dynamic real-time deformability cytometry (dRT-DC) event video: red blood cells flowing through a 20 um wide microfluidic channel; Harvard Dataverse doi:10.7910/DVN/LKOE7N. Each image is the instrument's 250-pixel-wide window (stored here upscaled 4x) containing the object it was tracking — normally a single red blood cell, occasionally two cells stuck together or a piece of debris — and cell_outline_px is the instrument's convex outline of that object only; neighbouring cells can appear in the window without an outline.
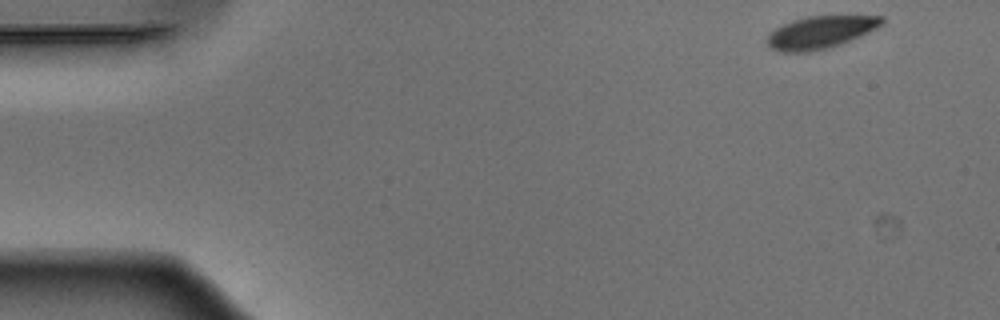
{"species": "Egyptian fruit bat (a non-hibernating species)", "species_latin": "Rousettus aegyptiacus", "temperature_condition": "warm", "stored_images_in_passage": 49, "camera_frame_rate_fps": 3000, "um_per_image_px": 0.085, "animal": {"sex": "male"}, "frame": {"image": 1, "passage_image": 1, "time_ms": 0.0, "image_size_px": [1000, 320], "cell_outline_px": [[884, 24], [860, 36], [840, 44], [808, 52], [784, 52], [772, 48], [768, 44], [768, 36], [776, 28], [792, 20], [808, 16], [884, 16]], "centroid_in_image_um": [69.77, 2.73], "position_along_channel_um": 15.2, "area_um2": 21.27}}
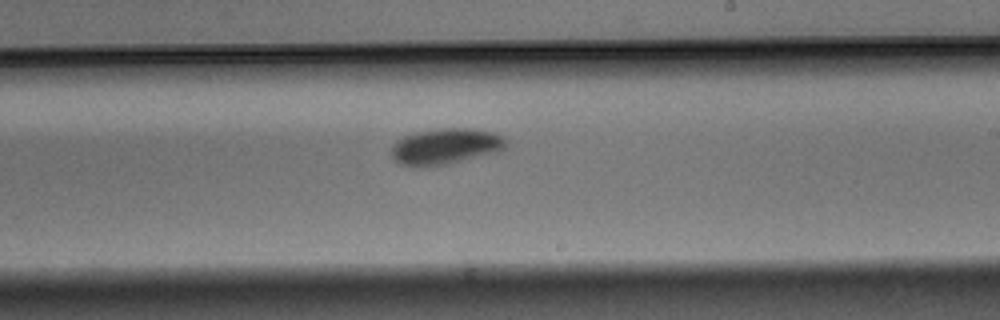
{"frame": {"image": 2, "passage_image": 28, "time_ms": 9.0, "image_size_px": [1000, 320], "cell_outline_px": [[508, 144], [504, 148], [496, 152], [448, 164], [400, 164], [392, 156], [392, 148], [404, 136], [416, 132], [444, 128], [472, 128], [496, 132], [504, 136]], "centroid_in_image_um": [37.98, 12.4], "position_along_channel_um": 251.0, "area_um2": 23.35}}
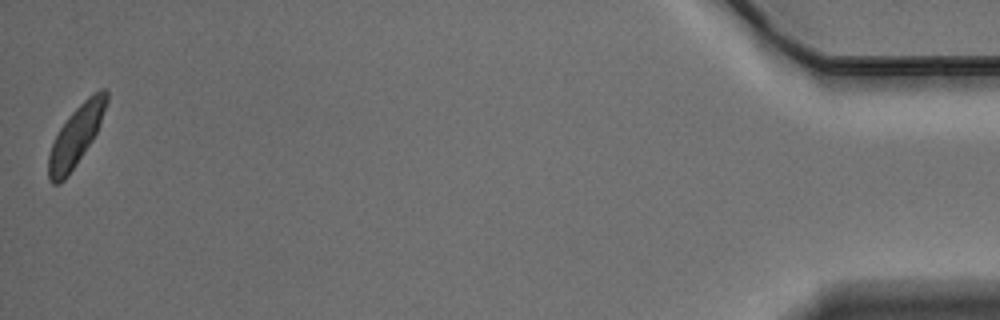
{"frame": {"image": 3, "passage_image": 49, "time_ms": 16.0, "image_size_px": [1000, 320], "cell_outline_px": [[108, 100], [100, 124], [92, 140], [68, 176], [60, 184], [52, 184], [48, 180], [48, 156], [52, 144], [60, 128], [68, 116], [92, 92], [100, 88], [104, 88], [108, 92]], "centroid_in_image_um": [6.45, 11.54], "position_along_channel_um": 428.7, "area_um2": 20.17}, "authors_computed_cell_mechanics": {"area_um2": 22.542, "velocity_mm_per_s": 3.8507, "shape_relaxation_time_tau1_ms": 2.1446, "shape_relaxation_time_tau2_ms": null, "deformation_change_tau1": 0.1064, "deformation_change_tau2": null}}